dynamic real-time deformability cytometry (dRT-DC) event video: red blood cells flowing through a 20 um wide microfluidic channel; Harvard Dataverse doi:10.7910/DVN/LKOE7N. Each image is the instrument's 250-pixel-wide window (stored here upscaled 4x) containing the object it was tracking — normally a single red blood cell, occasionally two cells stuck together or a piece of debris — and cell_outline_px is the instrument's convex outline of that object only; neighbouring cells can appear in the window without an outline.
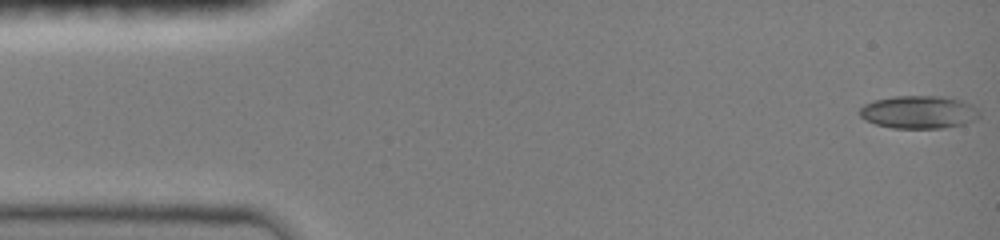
{"species": "common noctule bat (a hibernating species)", "species_latin": "Nyctalus noctula", "temperature_condition": "room temperature", "stored_images_in_passage": 31, "camera_frame_rate_fps": 3000, "um_per_image_px": 0.085, "animal": {"sex": "female", "body_mass_g": 19.0, "forearm_length_mm": 51.5}, "frame": {"image": 1, "passage_image": 1, "time_ms": 0.0, "image_size_px": [1000, 240], "cell_outline_px": [[980, 116], [964, 124], [944, 128], [892, 128], [876, 124], [860, 116], [860, 108], [864, 104], [872, 100], [892, 96], [944, 96], [960, 100], [972, 104], [980, 112]], "centroid_in_image_um": [78.1, 9.52], "position_along_channel_um": 6.9, "area_um2": 23.0}}
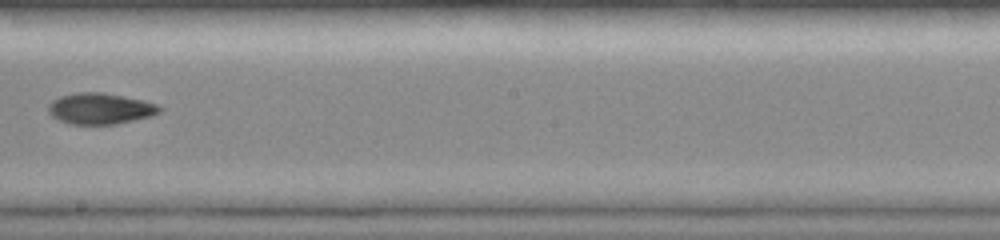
{"frame": {"image": 2, "passage_image": 18, "time_ms": 8.667, "image_size_px": [1000, 240], "cell_outline_px": [[164, 108], [160, 112], [152, 116], [116, 124], [68, 124], [52, 116], [48, 112], [48, 104], [52, 100], [60, 96], [76, 92], [104, 92], [144, 100], [156, 104]], "centroid_in_image_um": [8.52, 9.22], "position_along_channel_um": 239.7, "area_um2": 20.35}}
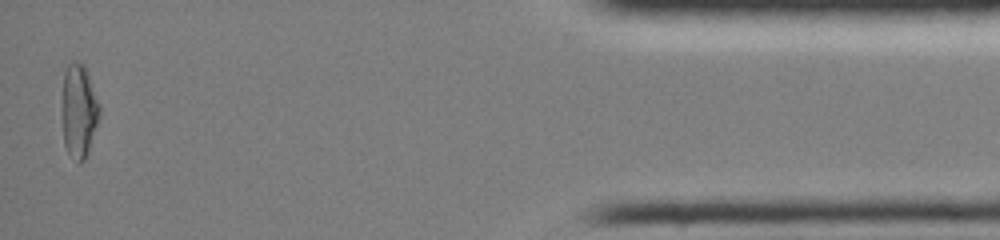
{"frame": {"image": 3, "passage_image": 31, "time_ms": 15.0, "image_size_px": [1000, 240], "cell_outline_px": [[100, 116], [88, 156], [80, 164], [76, 164], [68, 152], [64, 144], [64, 72], [68, 64], [72, 60], [76, 60], [84, 64], [100, 104]], "centroid_in_image_um": [6.76, 9.47], "position_along_channel_um": 428.4, "area_um2": 20.4}, "authors_computed_cell_mechanics": {"area_um2": 20.3456, "velocity_mm_per_s": 4.0662, "shape_relaxation_time_tau1_ms": 6.9089, "shape_relaxation_time_tau2_ms": 9.8853, "deformation_change_tau1": 0.1848, "deformation_change_tau2": 0.1597}}